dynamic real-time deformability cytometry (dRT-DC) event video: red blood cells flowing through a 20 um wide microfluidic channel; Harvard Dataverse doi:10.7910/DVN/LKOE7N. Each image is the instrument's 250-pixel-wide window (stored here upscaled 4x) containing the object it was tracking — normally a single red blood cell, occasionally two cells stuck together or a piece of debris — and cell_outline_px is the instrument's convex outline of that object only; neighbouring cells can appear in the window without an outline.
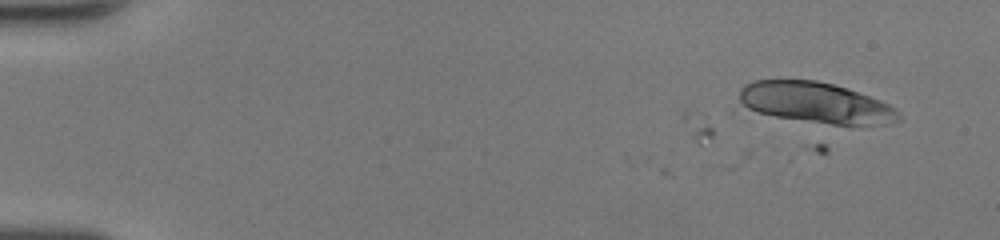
{"species": "human", "species_latin": "Homo sapiens", "temperature_condition": "room temperature", "stored_images_in_passage": 5, "camera_frame_rate_fps": 3000, "um_per_image_px": 0.085, "donor": {"sex": "female"}, "frame": {"image": 1, "passage_image": 1, "time_ms": 0.0, "image_size_px": [1000, 240], "cell_outline_px": [[900, 120], [852, 128], [776, 116], [740, 108], [740, 88], [744, 84], [752, 80], [816, 80], [848, 88], [880, 100], [888, 104], [900, 116]], "centroid_in_image_um": [69.3, 8.75], "position_along_channel_um": 15.7, "area_um2": 38.32}}